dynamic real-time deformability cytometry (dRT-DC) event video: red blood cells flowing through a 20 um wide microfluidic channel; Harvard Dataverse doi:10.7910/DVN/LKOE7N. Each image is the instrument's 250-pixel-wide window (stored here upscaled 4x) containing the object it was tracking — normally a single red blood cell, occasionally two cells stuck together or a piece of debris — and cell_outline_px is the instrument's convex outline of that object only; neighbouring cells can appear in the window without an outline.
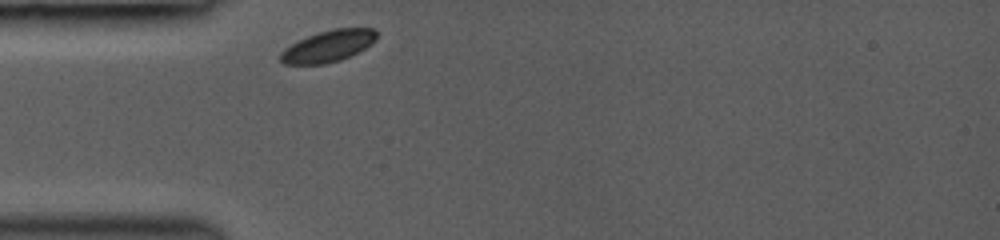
{"species": "common noctule bat (a hibernating species)", "species_latin": "Nyctalus noctula", "temperature_condition": "room temperature", "stored_images_in_passage": 14, "camera_frame_rate_fps": 3000, "um_per_image_px": 0.085, "animal": {"sex": "female", "body_mass_g": 19.0, "forearm_length_mm": 53.3}, "frame": {"image": 1, "passage_image": 1, "time_ms": 0.0, "image_size_px": [1000, 240], "cell_outline_px": [[376, 40], [372, 44], [340, 60], [324, 64], [284, 64], [280, 60], [280, 52], [284, 48], [308, 36], [320, 32], [336, 28], [372, 28], [376, 32]], "centroid_in_image_um": [27.88, 3.92], "position_along_channel_um": 57.1, "area_um2": 17.4}}
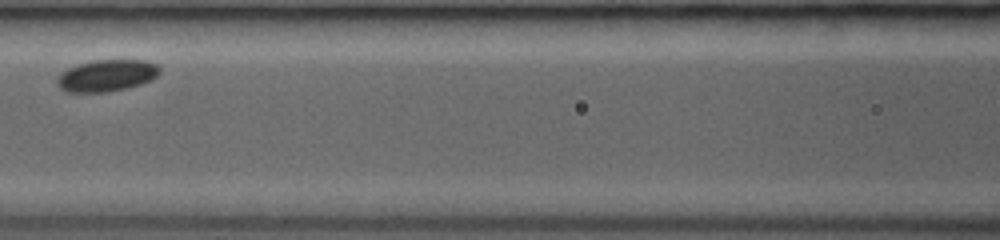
{"frame": {"image": 2, "passage_image": 7, "time_ms": 2.667, "image_size_px": [1000, 240], "cell_outline_px": [[160, 72], [152, 80], [128, 88], [108, 92], [68, 92], [60, 88], [56, 84], [56, 80], [60, 72], [76, 64], [92, 60], [148, 60], [156, 64], [160, 68]], "centroid_in_image_um": [9.06, 6.42], "position_along_channel_um": 157.5, "area_um2": 19.25}}
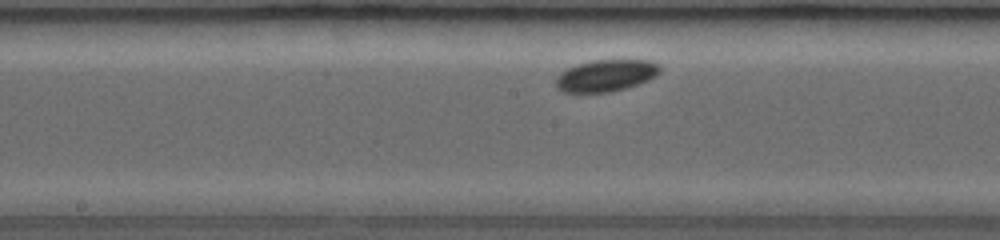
{"frame": {"image": 3, "passage_image": 10, "time_ms": 3.667, "image_size_px": [1000, 240], "cell_outline_px": [[660, 72], [656, 76], [640, 84], [612, 92], [564, 92], [556, 88], [556, 76], [560, 72], [576, 64], [592, 60], [648, 60], [660, 64]], "centroid_in_image_um": [51.51, 6.42], "position_along_channel_um": 196.7, "area_um2": 19.48}}